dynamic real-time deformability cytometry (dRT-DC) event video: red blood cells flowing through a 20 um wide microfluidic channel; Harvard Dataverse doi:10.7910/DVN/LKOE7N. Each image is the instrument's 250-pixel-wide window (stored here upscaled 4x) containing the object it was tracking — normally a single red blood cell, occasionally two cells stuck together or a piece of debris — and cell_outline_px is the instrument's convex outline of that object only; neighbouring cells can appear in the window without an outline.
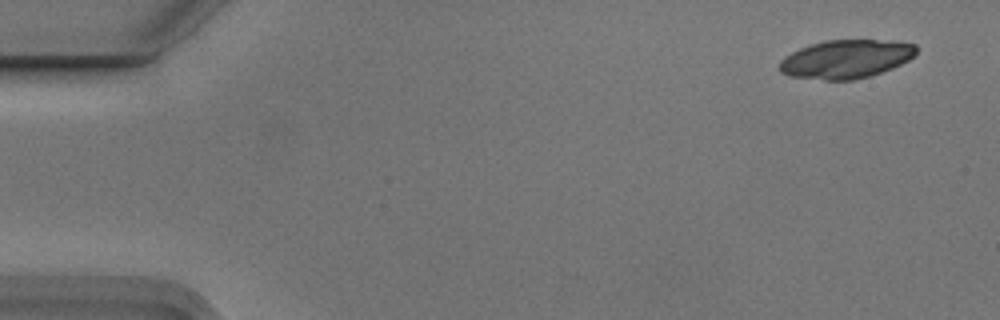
{"species": "Egyptian fruit bat (a non-hibernating species)", "species_latin": "Rousettus aegyptiacus", "temperature_condition": "cold", "stored_images_in_passage": 5, "segment_of_instrument_passage": [1, 2], "camera_frame_rate_fps": 3000, "um_per_image_px": 0.085, "animal": {"sex": "male"}, "frame": {"image": 1, "passage_image": 1, "time_ms": 0.0, "image_size_px": [1000, 320], "cell_outline_px": [[916, 52], [908, 60], [892, 68], [868, 76], [852, 80], [824, 80], [788, 76], [780, 72], [780, 60], [784, 56], [800, 48], [824, 40], [892, 40], [916, 44]], "centroid_in_image_um": [71.89, 5.01], "position_along_channel_um": 13.1, "area_um2": 30.63}}